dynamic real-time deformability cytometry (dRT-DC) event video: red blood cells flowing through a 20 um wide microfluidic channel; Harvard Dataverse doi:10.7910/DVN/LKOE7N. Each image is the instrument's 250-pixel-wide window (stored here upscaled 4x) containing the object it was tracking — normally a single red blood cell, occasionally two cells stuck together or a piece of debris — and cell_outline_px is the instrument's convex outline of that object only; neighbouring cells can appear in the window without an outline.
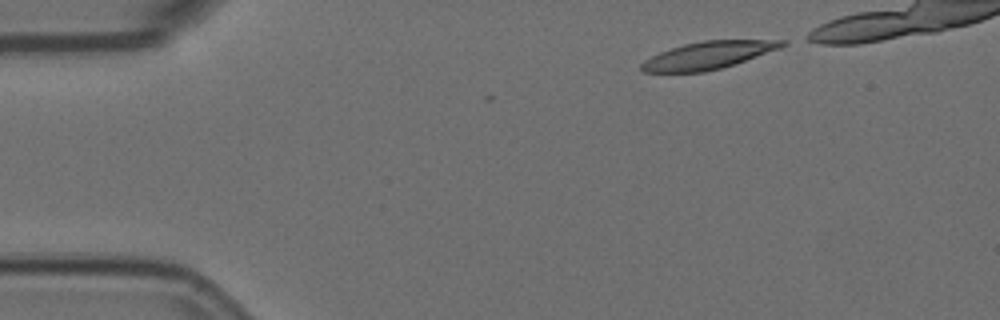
{"species": "Egyptian fruit bat (a non-hibernating species)", "species_latin": "Rousettus aegyptiacus", "temperature_condition": "room temperature", "stored_images_in_passage": 3, "camera_frame_rate_fps": 3000, "um_per_image_px": 0.085, "animal": {"sex": "female"}, "frame": {"image": 1, "passage_image": 1, "time_ms": 0.0, "image_size_px": [1000, 320], "cell_outline_px": [[788, 44], [780, 48], [720, 68], [704, 72], [644, 72], [640, 68], [640, 64], [644, 60], [660, 52], [684, 44], [704, 40], [788, 40]], "centroid_in_image_um": [60.18, 4.69], "position_along_channel_um": 24.8, "area_um2": 22.2}}